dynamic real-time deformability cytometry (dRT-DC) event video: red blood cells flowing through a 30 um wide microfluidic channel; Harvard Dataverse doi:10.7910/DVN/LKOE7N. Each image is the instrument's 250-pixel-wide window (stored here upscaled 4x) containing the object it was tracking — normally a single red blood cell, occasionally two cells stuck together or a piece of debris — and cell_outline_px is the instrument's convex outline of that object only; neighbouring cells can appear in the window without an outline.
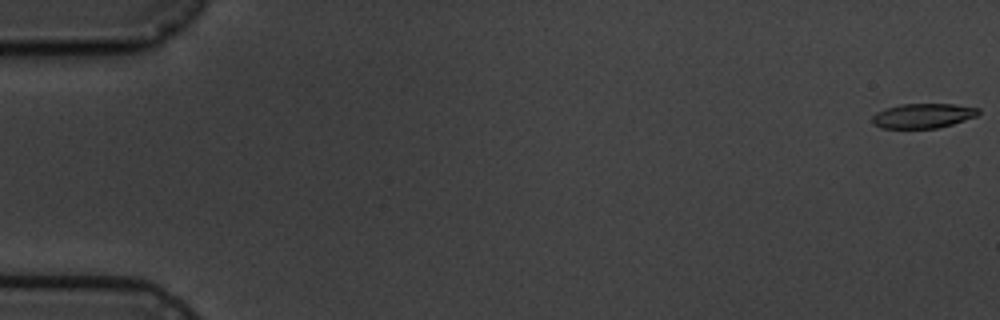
{"species": "common noctule bat (a hibernating species)", "species_latin": "Nyctalus noctula", "temperature_condition": "cold", "stored_images_in_passage": 5, "camera_frame_rate_fps": 3000, "um_per_image_px": 0.085, "animal": {"sex": "male", "body_mass_g": 19.5, "forearm_length_mm": 54.6}, "frame": {"image": 1, "passage_image": 1, "time_ms": 0.0, "image_size_px": [1000, 320], "cell_outline_px": [[980, 112], [976, 116], [952, 124], [936, 128], [880, 128], [872, 124], [872, 116], [876, 112], [884, 108], [900, 104], [956, 104], [980, 108]], "centroid_in_image_um": [78.42, 9.83], "position_along_channel_um": 6.6, "area_um2": 15.37}}
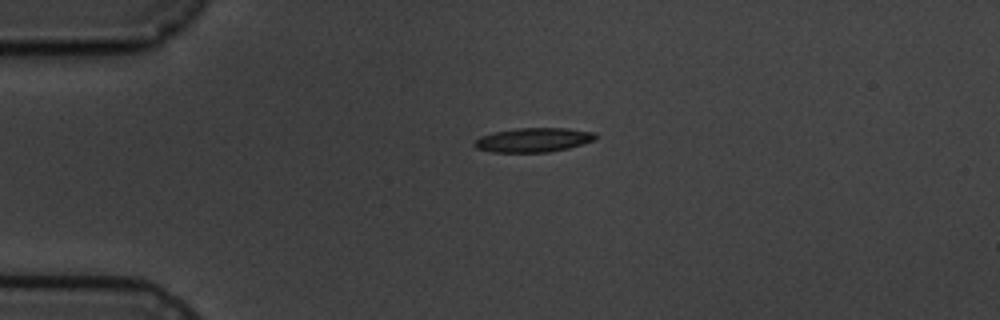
{"frame": {"image": 2, "passage_image": 4, "time_ms": 4.333, "image_size_px": [1000, 320], "cell_outline_px": [[596, 136], [592, 140], [568, 148], [548, 152], [492, 152], [476, 148], [472, 144], [480, 136], [496, 132], [516, 128], [568, 128], [596, 132]], "centroid_in_image_um": [45.31, 11.89], "position_along_channel_um": 39.7, "area_um2": 16.94}}